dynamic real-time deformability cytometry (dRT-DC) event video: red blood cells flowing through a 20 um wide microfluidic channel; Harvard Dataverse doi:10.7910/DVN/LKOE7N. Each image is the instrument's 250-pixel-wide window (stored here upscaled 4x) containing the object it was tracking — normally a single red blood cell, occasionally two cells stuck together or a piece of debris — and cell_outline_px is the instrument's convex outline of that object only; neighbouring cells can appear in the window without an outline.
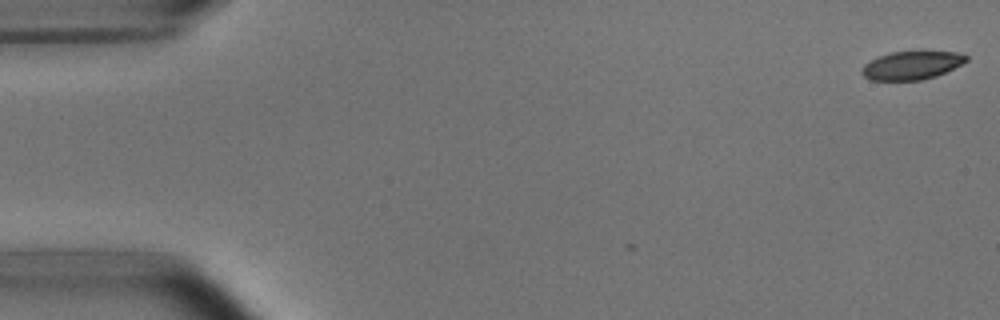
{"species": "common noctule bat (a hibernating species)", "species_latin": "Nyctalus noctula", "temperature_condition": "room temperature", "stored_images_in_passage": 42, "camera_frame_rate_fps": 3000, "um_per_image_px": 0.085, "animal": {"sex": "male", "body_mass_g": 15.6}, "frame": {"image": 1, "passage_image": 1, "time_ms": 0.0, "image_size_px": [1000, 320], "cell_outline_px": [[968, 60], [936, 76], [920, 80], [872, 80], [864, 76], [860, 72], [860, 68], [864, 64], [880, 56], [892, 52], [956, 52], [968, 56]], "centroid_in_image_um": [77.45, 5.56], "position_along_channel_um": 7.5, "area_um2": 16.88}}
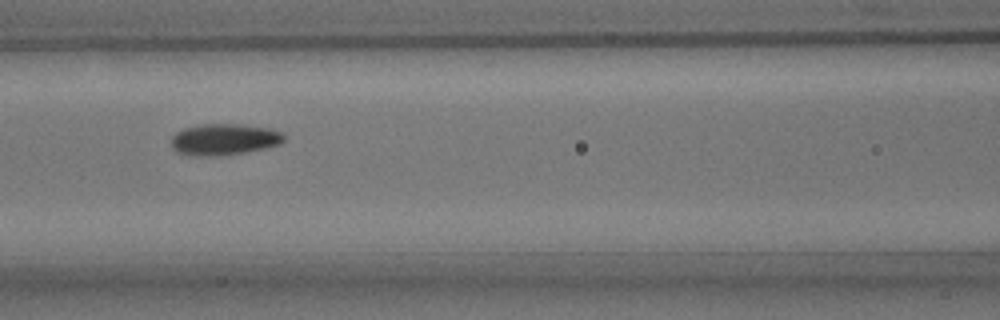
{"frame": {"image": 2, "passage_image": 23, "time_ms": 7.333, "image_size_px": [1000, 320], "cell_outline_px": [[284, 140], [280, 144], [264, 148], [244, 152], [216, 156], [192, 156], [176, 152], [172, 148], [172, 136], [176, 132], [184, 128], [204, 124], [244, 124], [268, 128], [280, 132], [284, 136]], "centroid_in_image_um": [19.02, 11.85], "position_along_channel_um": 147.6, "area_um2": 20.58}}
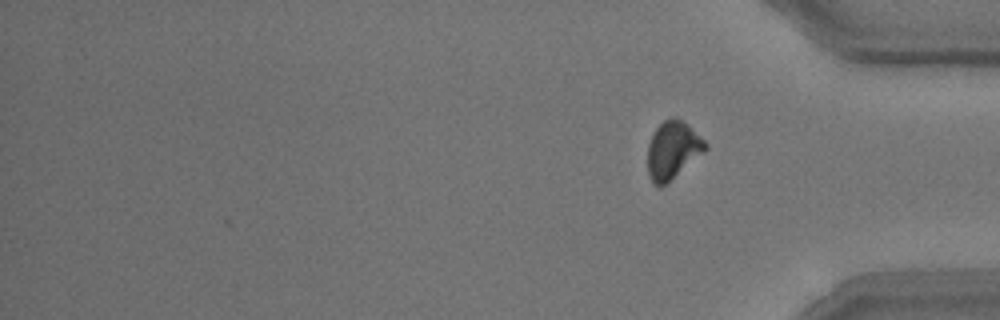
{"frame": {"image": 3, "passage_image": 42, "time_ms": 13.667, "image_size_px": [1000, 320], "cell_outline_px": [[708, 148], [704, 152], [664, 184], [652, 184], [648, 176], [648, 144], [652, 132], [664, 120], [672, 116], [676, 116], [688, 124], [708, 144]], "centroid_in_image_um": [57.17, 12.7], "position_along_channel_um": 378.0, "area_um2": 19.19}, "authors_computed_cell_mechanics": {"area_um2": 19.652, "velocity_mm_per_s": 3.7445, "shape_relaxation_time_tau1_ms": 2.1917, "shape_relaxation_time_tau2_ms": 2.4203, "deformation_change_tau1": 0.127, "deformation_change_tau2": 0.0761}}